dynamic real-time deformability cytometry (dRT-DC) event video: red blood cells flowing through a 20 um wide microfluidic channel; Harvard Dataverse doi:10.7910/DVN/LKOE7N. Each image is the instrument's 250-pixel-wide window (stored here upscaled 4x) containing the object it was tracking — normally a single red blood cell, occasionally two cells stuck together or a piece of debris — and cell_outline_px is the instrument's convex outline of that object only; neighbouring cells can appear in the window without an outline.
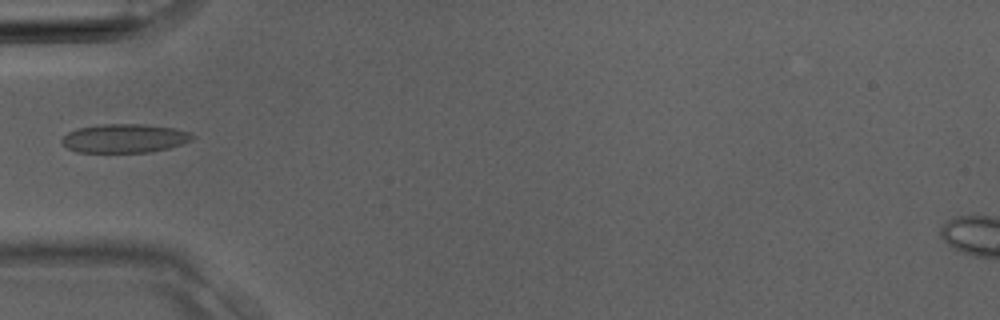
{"species": "Egyptian fruit bat (a non-hibernating species)", "species_latin": "Rousettus aegyptiacus", "temperature_condition": "room temperature", "stored_images_in_passage": 4, "camera_frame_rate_fps": 3000, "um_per_image_px": 0.085, "animal": {"sex": "male"}, "frame": {"image": 1, "passage_image": 4, "time_ms": 1.0, "image_size_px": [1000, 320], "cell_outline_px": [[196, 136], [192, 140], [168, 148], [152, 152], [76, 152], [68, 148], [60, 140], [68, 132], [76, 128], [104, 124], [144, 124], [172, 128], [188, 132]], "centroid_in_image_um": [10.57, 11.76], "position_along_channel_um": 74.4, "area_um2": 21.79}}